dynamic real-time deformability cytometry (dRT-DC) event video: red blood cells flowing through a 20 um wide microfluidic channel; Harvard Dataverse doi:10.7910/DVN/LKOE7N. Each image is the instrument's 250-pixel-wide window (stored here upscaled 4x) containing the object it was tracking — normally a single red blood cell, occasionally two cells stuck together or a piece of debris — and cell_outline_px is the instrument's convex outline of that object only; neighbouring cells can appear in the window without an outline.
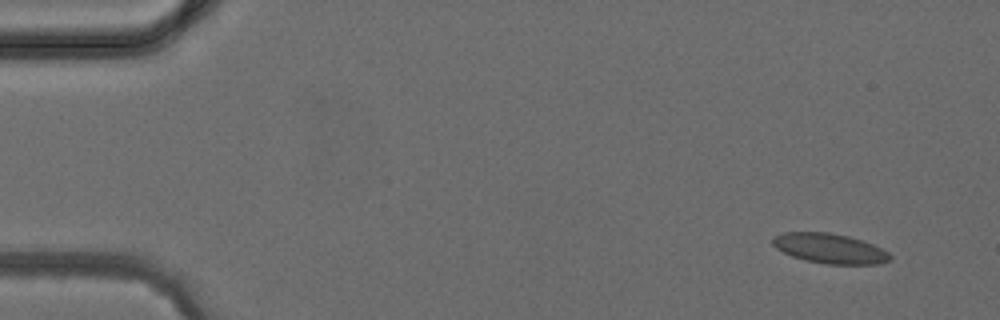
{"species": "common noctule bat (a hibernating species)", "species_latin": "Nyctalus noctula", "temperature_condition": "cold", "stored_images_in_passage": 5, "camera_frame_rate_fps": 3000, "um_per_image_px": 0.085, "animal": {"sex": "female", "body_mass_g": 24.6, "forearm_length_mm": 56.2}, "frame": {"image": 1, "passage_image": 5, "time_ms": 8.0, "image_size_px": [1000, 320], "cell_outline_px": [[892, 260], [880, 264], [828, 264], [804, 260], [792, 256], [776, 248], [772, 244], [772, 236], [784, 232], [828, 232], [848, 236], [872, 244], [888, 252], [892, 256]], "centroid_in_image_um": [70.52, 21.12], "position_along_channel_um": 14.5, "area_um2": 20.46}}